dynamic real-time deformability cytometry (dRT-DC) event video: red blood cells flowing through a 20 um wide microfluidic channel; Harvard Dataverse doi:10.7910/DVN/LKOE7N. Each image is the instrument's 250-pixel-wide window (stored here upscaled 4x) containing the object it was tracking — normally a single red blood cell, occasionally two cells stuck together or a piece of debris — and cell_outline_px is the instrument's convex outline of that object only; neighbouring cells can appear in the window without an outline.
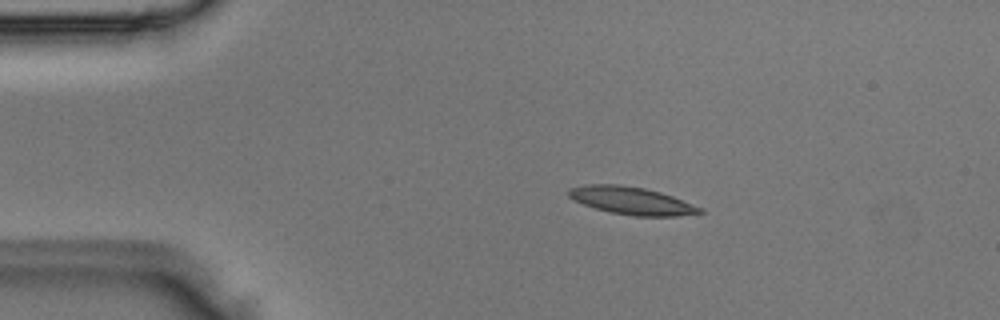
{"species": "Egyptian fruit bat (a non-hibernating species)", "species_latin": "Rousettus aegyptiacus", "temperature_condition": "room temperature", "stored_images_in_passage": 3, "camera_frame_rate_fps": 3000, "um_per_image_px": 0.085, "animal": {"sex": "male"}, "frame": {"image": 1, "passage_image": 2, "time_ms": 0.333, "image_size_px": [1000, 320], "cell_outline_px": [[704, 212], [676, 216], [636, 216], [612, 212], [596, 208], [584, 204], [568, 196], [568, 188], [588, 184], [616, 184], [644, 188], [660, 192], [672, 196], [704, 208]], "centroid_in_image_um": [53.71, 17.05], "position_along_channel_um": 31.3, "area_um2": 20.87}}